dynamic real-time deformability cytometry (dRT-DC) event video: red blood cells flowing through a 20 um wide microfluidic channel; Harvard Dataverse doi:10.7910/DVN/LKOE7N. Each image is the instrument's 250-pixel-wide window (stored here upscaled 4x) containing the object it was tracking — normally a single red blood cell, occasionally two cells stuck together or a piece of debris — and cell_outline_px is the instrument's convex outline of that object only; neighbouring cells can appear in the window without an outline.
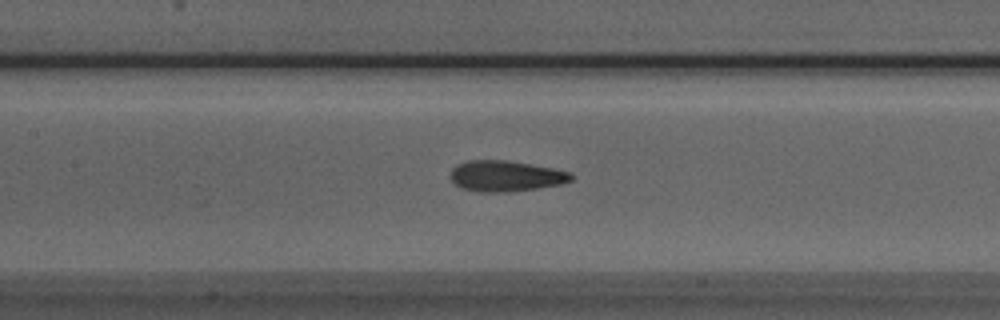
{"species": "Egyptian fruit bat (a non-hibernating species)", "species_latin": "Rousettus aegyptiacus", "temperature_condition": "room temperature", "stored_images_in_passage": 53, "camera_frame_rate_fps": 3000, "um_per_image_px": 0.085, "animal": {"sex": "male"}, "frame": {"image": 1, "passage_image": 24, "time_ms": 7.667, "image_size_px": [1000, 320], "cell_outline_px": [[572, 180], [560, 184], [536, 188], [508, 192], [480, 192], [460, 188], [452, 180], [452, 168], [456, 164], [468, 160], [504, 160], [552, 168], [572, 172]], "centroid_in_image_um": [42.97, 14.96], "position_along_channel_um": 164.4, "area_um2": 21.5}}
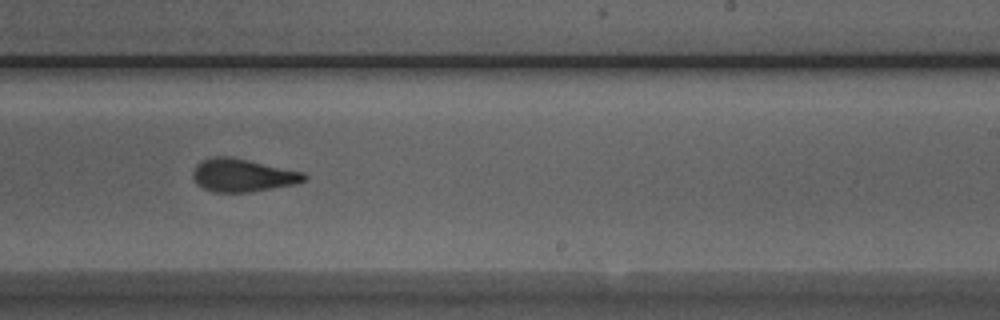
{"frame": {"image": 2, "passage_image": 32, "time_ms": 10.333, "image_size_px": [1000, 320], "cell_outline_px": [[308, 176], [304, 180], [292, 184], [248, 192], [212, 192], [204, 188], [192, 176], [192, 172], [196, 164], [200, 160], [212, 156], [232, 156], [304, 172]], "centroid_in_image_um": [20.59, 14.87], "position_along_channel_um": 268.4, "area_um2": 21.27}}
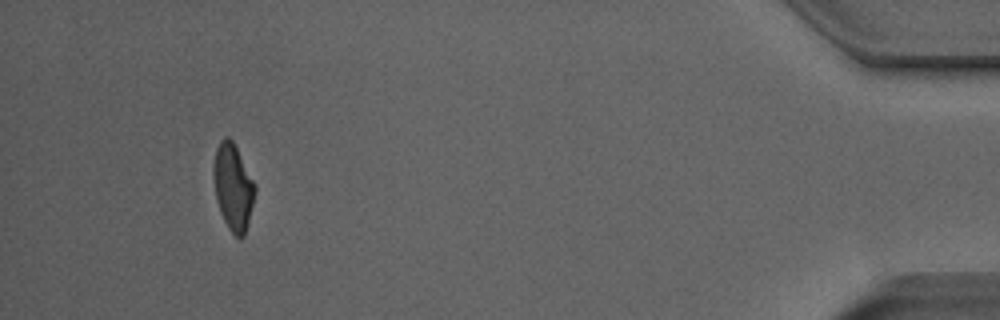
{"frame": {"image": 3, "passage_image": 49, "time_ms": 16.0, "image_size_px": [1000, 320], "cell_outline_px": [[256, 188], [244, 236], [240, 240], [228, 228], [220, 212], [216, 200], [212, 172], [216, 148], [220, 140], [224, 136], [228, 136], [232, 140], [256, 184]], "centroid_in_image_um": [19.79, 15.87], "position_along_channel_um": 415.4, "area_um2": 20.81}, "authors_computed_cell_mechanics": {"area_um2": 21.2704, "velocity_mm_per_s": 3.9147, "shape_relaxation_time_tau1_ms": 11.2123, "shape_relaxation_time_tau2_ms": 1.7341, "deformation_change_tau1": 0.2931, "deformation_change_tau2": 0.0981}}